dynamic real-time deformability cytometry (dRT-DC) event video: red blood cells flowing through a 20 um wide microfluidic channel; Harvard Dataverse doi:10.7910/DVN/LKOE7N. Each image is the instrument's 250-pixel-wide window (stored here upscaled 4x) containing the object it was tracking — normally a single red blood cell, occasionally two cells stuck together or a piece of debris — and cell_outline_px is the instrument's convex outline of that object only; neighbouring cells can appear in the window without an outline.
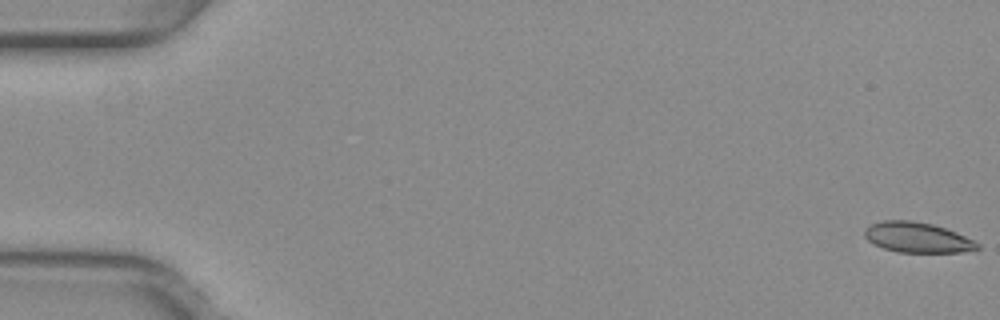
{"species": "common noctule bat (a hibernating species)", "species_latin": "Nyctalus noctula", "temperature_condition": "warm", "stored_images_in_passage": 53, "camera_frame_rate_fps": 3000, "um_per_image_px": 0.085, "animal": {"sex": "female", "body_mass_g": 29.2, "forearm_length_mm": 56.3}, "frame": {"image": 1, "passage_image": 1, "time_ms": 0.0, "image_size_px": [1000, 320], "cell_outline_px": [[980, 248], [960, 252], [896, 252], [884, 248], [868, 240], [864, 236], [864, 228], [868, 224], [880, 220], [912, 220], [932, 224], [956, 232], [980, 244]], "centroid_in_image_um": [77.92, 20.17], "position_along_channel_um": 7.1, "area_um2": 19.88}}
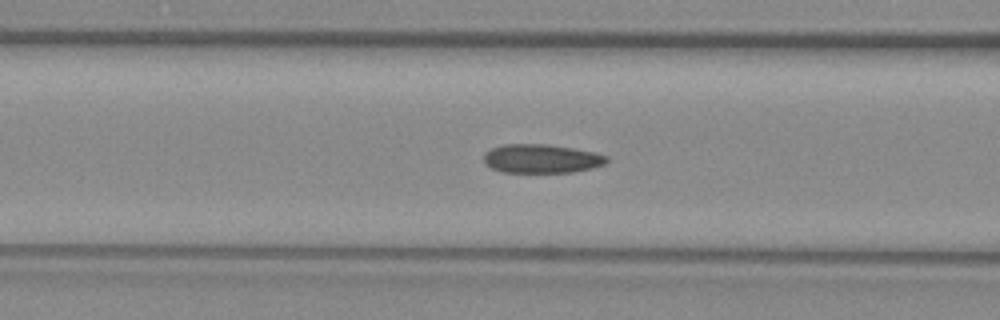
{"frame": {"image": 2, "passage_image": 22, "time_ms": 7.0, "image_size_px": [1000, 320], "cell_outline_px": [[608, 160], [604, 164], [592, 168], [572, 172], [504, 172], [492, 168], [484, 164], [484, 152], [492, 148], [504, 144], [548, 144], [596, 152], [608, 156]], "centroid_in_image_um": [46.02, 13.48], "position_along_channel_um": 120.6, "area_um2": 20.69}}
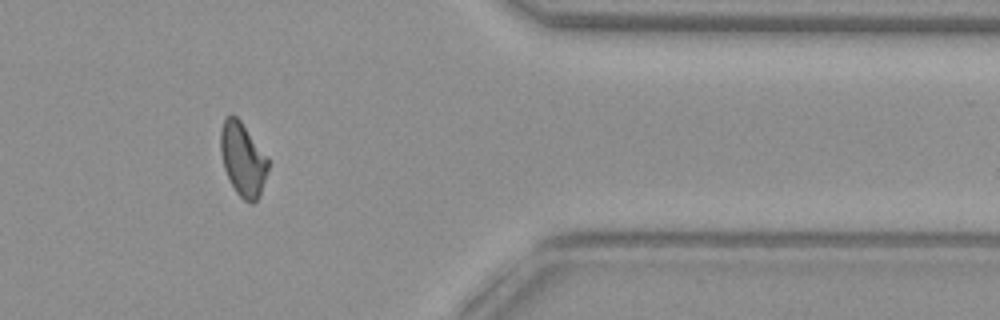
{"frame": {"image": 3, "passage_image": 44, "time_ms": 14.333, "image_size_px": [1000, 320], "cell_outline_px": [[268, 168], [260, 192], [256, 200], [252, 204], [244, 200], [236, 192], [224, 168], [220, 152], [220, 132], [224, 120], [228, 116], [236, 116], [240, 120], [268, 156]], "centroid_in_image_um": [20.63, 13.52], "position_along_channel_um": 390.8, "area_um2": 20.06}, "authors_computed_cell_mechanics": {"area_um2": 20.5768, "velocity_mm_per_s": 3.9849, "shape_relaxation_time_tau1_ms": null, "shape_relaxation_time_tau2_ms": 2.9067, "deformation_change_tau1": null, "deformation_change_tau2": 0.0714}}